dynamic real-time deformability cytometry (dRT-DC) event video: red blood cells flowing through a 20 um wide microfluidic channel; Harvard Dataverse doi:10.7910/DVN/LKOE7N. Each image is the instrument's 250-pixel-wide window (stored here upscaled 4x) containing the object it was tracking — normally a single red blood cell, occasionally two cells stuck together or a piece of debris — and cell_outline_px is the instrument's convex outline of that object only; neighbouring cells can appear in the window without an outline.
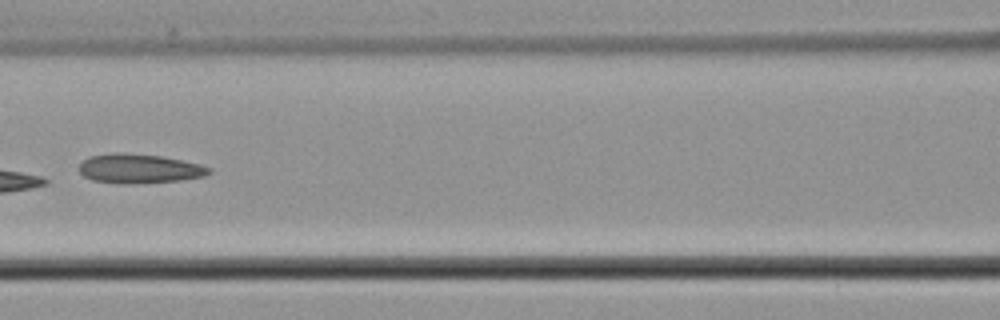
{"species": "common noctule bat (a hibernating species)", "species_latin": "Nyctalus noctula", "temperature_condition": "cold", "stored_images_in_passage": 6, "camera_frame_rate_fps": 3000, "um_per_image_px": 0.085, "animal": {"sex": "male", "body_mass_g": 21.5, "forearm_length_mm": 52.0}, "frame": {"image": 1, "passage_image": 5, "time_ms": 5.667, "image_size_px": [1000, 320], "cell_outline_px": [[212, 172], [204, 176], [180, 180], [132, 184], [116, 184], [92, 180], [84, 176], [80, 172], [80, 164], [88, 156], [112, 152], [124, 152], [160, 156], [200, 164], [212, 168]], "centroid_in_image_um": [11.81, 14.33], "position_along_channel_um": 154.8, "area_um2": 22.37}}
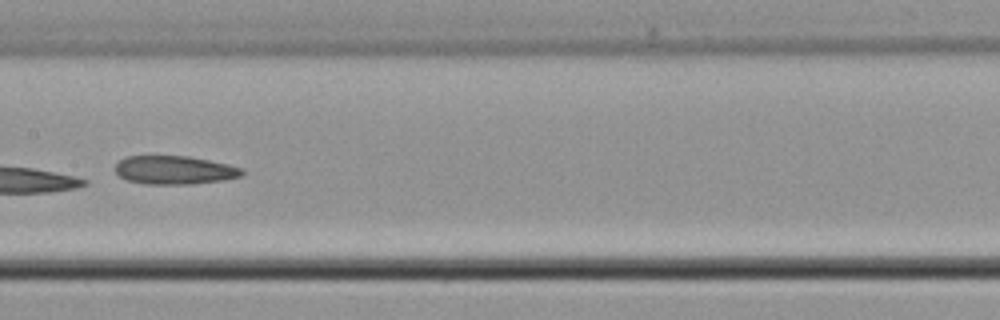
{"frame": {"image": 2, "passage_image": 6, "time_ms": 6.667, "image_size_px": [1000, 320], "cell_outline_px": [[244, 172], [240, 176], [224, 180], [188, 184], [144, 184], [128, 180], [120, 176], [116, 172], [116, 164], [124, 156], [188, 156], [228, 164], [244, 168]], "centroid_in_image_um": [14.84, 14.45], "position_along_channel_um": 192.6, "area_um2": 20.98}}